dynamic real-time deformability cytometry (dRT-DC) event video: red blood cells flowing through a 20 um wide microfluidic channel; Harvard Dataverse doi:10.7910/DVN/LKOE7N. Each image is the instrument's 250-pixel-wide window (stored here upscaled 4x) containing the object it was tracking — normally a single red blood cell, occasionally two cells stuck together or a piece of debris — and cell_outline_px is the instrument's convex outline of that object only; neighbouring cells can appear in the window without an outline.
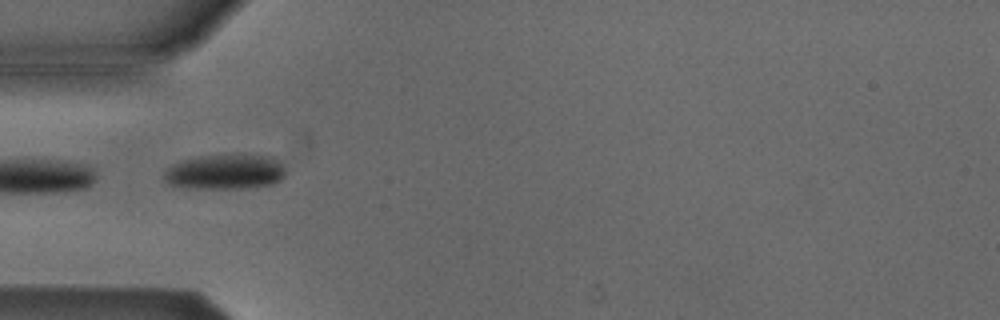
{"species": "Egyptian fruit bat (a non-hibernating species)", "species_latin": "Rousettus aegyptiacus", "temperature_condition": "cold", "stored_images_in_passage": 5, "camera_frame_rate_fps": 3000, "um_per_image_px": 0.085, "animal": {"sex": "male"}, "frame": {"image": 1, "passage_image": 4, "time_ms": 3.667, "image_size_px": [1000, 320], "cell_outline_px": [[284, 176], [280, 180], [272, 184], [244, 188], [188, 188], [168, 184], [164, 180], [164, 172], [172, 164], [184, 160], [200, 156], [276, 156], [284, 168]], "centroid_in_image_um": [19.13, 14.62], "position_along_channel_um": 65.9, "area_um2": 24.45}}